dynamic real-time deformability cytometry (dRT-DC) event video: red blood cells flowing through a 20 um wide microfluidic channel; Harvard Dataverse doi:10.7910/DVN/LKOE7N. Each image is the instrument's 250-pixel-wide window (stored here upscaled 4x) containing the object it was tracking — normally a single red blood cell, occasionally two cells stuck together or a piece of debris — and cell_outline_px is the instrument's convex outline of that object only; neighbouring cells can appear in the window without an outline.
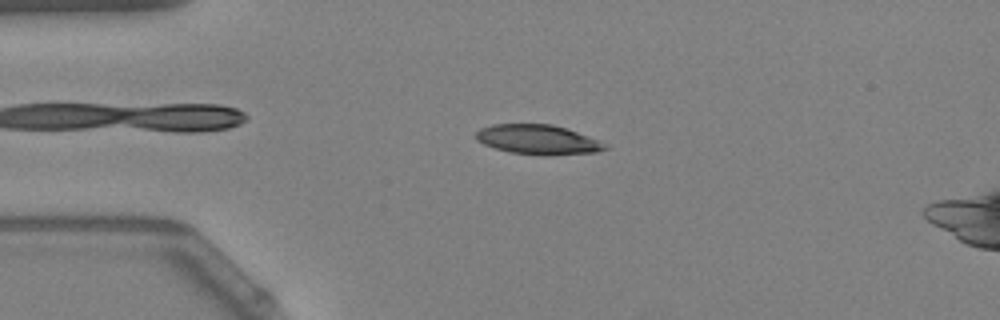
{"species": "Egyptian fruit bat (a non-hibernating species)", "species_latin": "Rousettus aegyptiacus", "temperature_condition": "warm", "stored_images_in_passage": 53, "camera_frame_rate_fps": 3000, "um_per_image_px": 0.085, "animal": {"sex": "female"}, "frame": {"image": 1, "passage_image": 12, "time_ms": 3.667, "image_size_px": [1000, 320], "cell_outline_px": [[608, 148], [596, 152], [544, 156], [508, 152], [484, 144], [476, 140], [476, 132], [480, 128], [492, 124], [552, 124], [576, 132], [608, 144]], "centroid_in_image_um": [45.7, 11.87], "position_along_channel_um": 39.3, "area_um2": 22.25}}
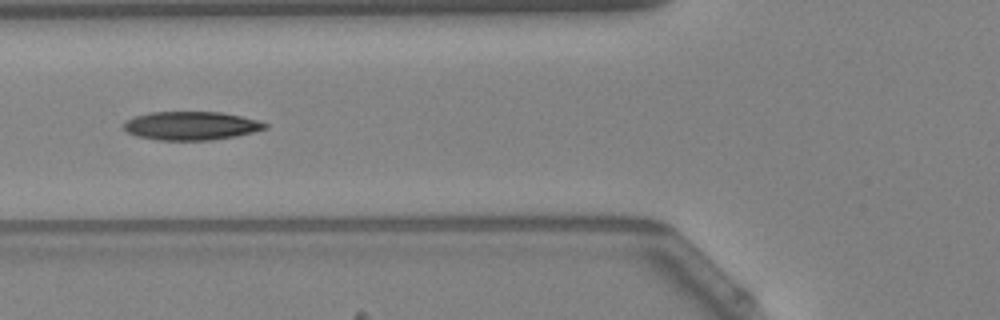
{"frame": {"image": 2, "passage_image": 20, "time_ms": 6.333, "image_size_px": [1000, 320], "cell_outline_px": [[268, 128], [236, 136], [212, 140], [156, 140], [136, 136], [128, 132], [124, 128], [124, 124], [128, 120], [136, 116], [148, 112], [220, 112], [240, 116], [256, 120], [268, 124]], "centroid_in_image_um": [16.24, 10.69], "position_along_channel_um": 109.6, "area_um2": 23.35}}
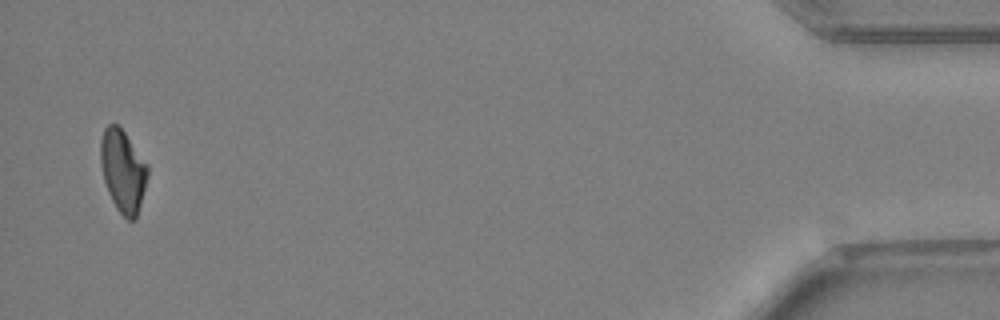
{"frame": {"image": 3, "passage_image": 52, "time_ms": 17.0, "image_size_px": [1000, 320], "cell_outline_px": [[148, 176], [140, 204], [136, 216], [132, 220], [128, 220], [116, 208], [108, 192], [104, 180], [100, 164], [100, 140], [104, 128], [108, 124], [116, 124], [124, 132], [148, 164]], "centroid_in_image_um": [10.43, 14.5], "position_along_channel_um": 424.8, "area_um2": 22.43}, "authors_computed_cell_mechanics": {"area_um2": 23.1778, "velocity_mm_per_s": 3.775, "shape_relaxation_time_tau1_ms": 7.3599, "shape_relaxation_time_tau2_ms": 4.6098, "deformation_change_tau1": 0.181, "deformation_change_tau2": 0.1098}}